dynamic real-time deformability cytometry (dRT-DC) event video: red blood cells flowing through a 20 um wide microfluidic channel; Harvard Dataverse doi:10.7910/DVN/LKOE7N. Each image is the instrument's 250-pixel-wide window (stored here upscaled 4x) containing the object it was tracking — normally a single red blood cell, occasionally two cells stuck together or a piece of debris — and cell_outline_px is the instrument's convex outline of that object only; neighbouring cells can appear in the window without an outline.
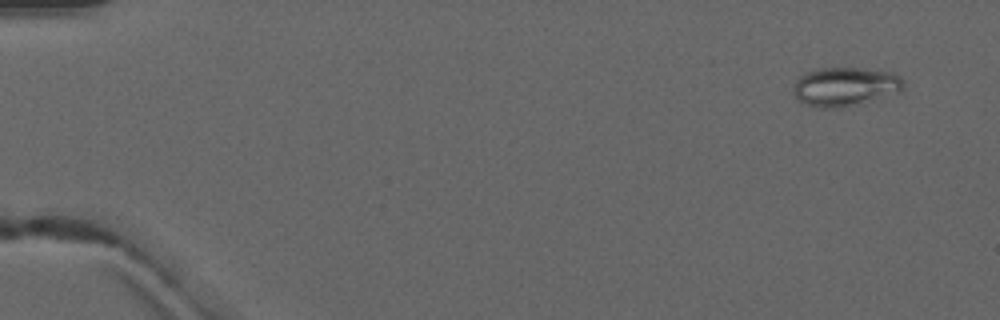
{"species": "common noctule bat (a hibernating species)", "species_latin": "Nyctalus noctula", "temperature_condition": "warm", "stored_images_in_passage": 6, "camera_frame_rate_fps": 3000, "um_per_image_px": 0.085, "animal": {"sex": "male", "forearm_length_mm": 52.5}, "frame": {"image": 1, "passage_image": 1, "time_ms": 0.0, "image_size_px": [1000, 320], "cell_outline_px": [[904, 88], [900, 92], [836, 108], [820, 108], [808, 104], [800, 100], [792, 92], [792, 88], [796, 80], [800, 76], [808, 72], [820, 68], [856, 68], [888, 72], [900, 76], [904, 80]], "centroid_in_image_um": [71.82, 7.35], "position_along_channel_um": 13.2, "area_um2": 24.39}}